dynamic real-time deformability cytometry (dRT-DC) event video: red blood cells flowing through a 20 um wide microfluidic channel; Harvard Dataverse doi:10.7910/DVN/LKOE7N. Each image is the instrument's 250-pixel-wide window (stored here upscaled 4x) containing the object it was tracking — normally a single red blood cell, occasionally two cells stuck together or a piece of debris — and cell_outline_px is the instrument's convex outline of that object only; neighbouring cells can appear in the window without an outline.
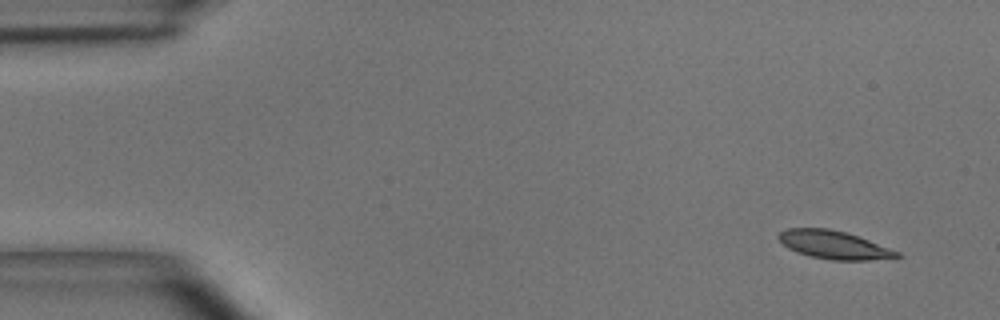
{"species": "common noctule bat (a hibernating species)", "species_latin": "Nyctalus noctula", "temperature_condition": "room temperature", "stored_images_in_passage": 5, "segment_of_instrument_passage": [1, 2], "camera_frame_rate_fps": 3000, "um_per_image_px": 0.085, "animal": {"sex": "male", "body_mass_g": 15.6}, "frame": {"image": 1, "passage_image": 1, "time_ms": 0.0, "image_size_px": [1000, 320], "cell_outline_px": [[904, 256], [896, 260], [832, 260], [808, 256], [796, 252], [788, 248], [776, 236], [780, 232], [788, 228], [828, 228], [848, 232], [900, 252]], "centroid_in_image_um": [70.97, 20.83], "position_along_channel_um": 14.0, "area_um2": 19.88}}
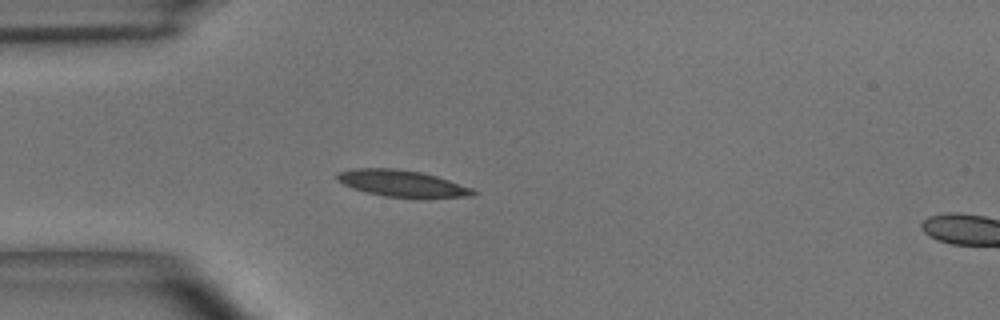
{"frame": {"image": 2, "passage_image": 4, "time_ms": 1.0, "image_size_px": [1000, 320], "cell_outline_px": [[476, 192], [472, 196], [420, 200], [384, 196], [352, 188], [336, 180], [336, 172], [356, 168], [396, 168], [420, 172], [436, 176], [472, 188]], "centroid_in_image_um": [34.2, 15.62], "position_along_channel_um": 50.8, "area_um2": 21.62}}